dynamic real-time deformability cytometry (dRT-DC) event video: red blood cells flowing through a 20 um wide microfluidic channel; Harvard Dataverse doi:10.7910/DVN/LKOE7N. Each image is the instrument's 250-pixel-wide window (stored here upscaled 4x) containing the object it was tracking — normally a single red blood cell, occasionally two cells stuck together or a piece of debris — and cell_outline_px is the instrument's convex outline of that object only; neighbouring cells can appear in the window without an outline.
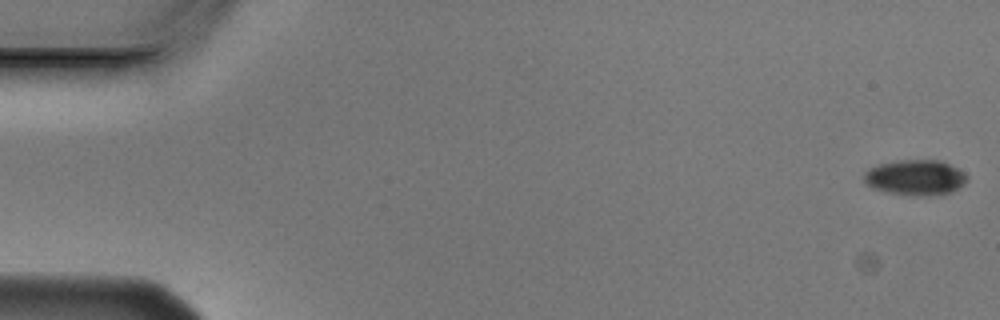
{"species": "Egyptian fruit bat (a non-hibernating species)", "species_latin": "Rousettus aegyptiacus", "temperature_condition": "cold", "stored_images_in_passage": 5, "camera_frame_rate_fps": 3000, "um_per_image_px": 0.085, "animal": {"sex": "male"}, "frame": {"image": 1, "passage_image": 1, "time_ms": 0.0, "image_size_px": [1000, 320], "cell_outline_px": [[968, 180], [964, 184], [952, 192], [932, 196], [916, 196], [888, 192], [872, 188], [864, 180], [864, 172], [868, 168], [880, 164], [900, 160], [940, 160], [964, 172], [968, 176]], "centroid_in_image_um": [77.83, 15.1], "position_along_channel_um": 7.2, "area_um2": 21.33}}
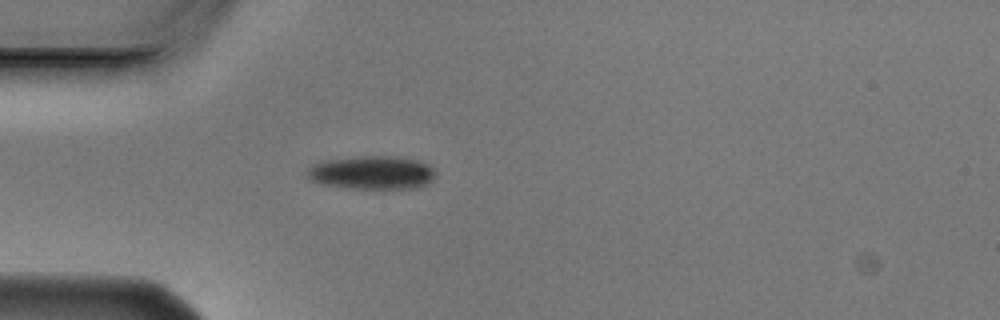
{"frame": {"image": 2, "passage_image": 5, "time_ms": 1.333, "image_size_px": [1000, 320], "cell_outline_px": [[436, 176], [428, 184], [416, 188], [348, 188], [324, 184], [308, 180], [304, 176], [304, 172], [312, 164], [328, 160], [364, 156], [384, 156], [416, 160], [428, 164], [436, 172]], "centroid_in_image_um": [31.58, 14.68], "position_along_channel_um": 53.4, "area_um2": 24.97}}